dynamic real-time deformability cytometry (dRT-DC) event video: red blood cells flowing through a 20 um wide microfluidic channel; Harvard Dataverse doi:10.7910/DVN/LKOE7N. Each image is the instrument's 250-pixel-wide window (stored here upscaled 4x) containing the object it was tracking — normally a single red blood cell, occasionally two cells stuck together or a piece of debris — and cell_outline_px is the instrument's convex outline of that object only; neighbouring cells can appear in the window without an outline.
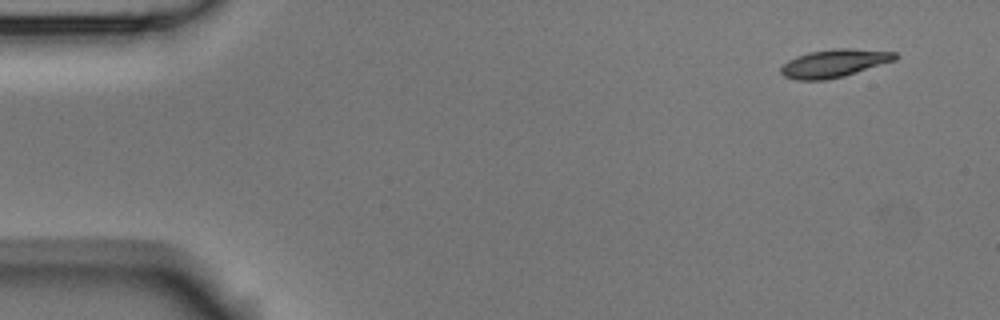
{"species": "Egyptian fruit bat (a non-hibernating species)", "species_latin": "Rousettus aegyptiacus", "temperature_condition": "room temperature", "stored_images_in_passage": 4, "camera_frame_rate_fps": 3000, "um_per_image_px": 0.085, "animal": {"sex": "male"}, "frame": {"image": 1, "passage_image": 1, "time_ms": 0.0, "image_size_px": [1000, 320], "cell_outline_px": [[900, 56], [896, 60], [844, 76], [824, 80], [796, 80], [784, 76], [780, 72], [780, 68], [788, 60], [796, 56], [808, 52], [832, 48], [848, 48], [896, 52]], "centroid_in_image_um": [70.91, 5.37], "position_along_channel_um": 14.1, "area_um2": 18.73}}
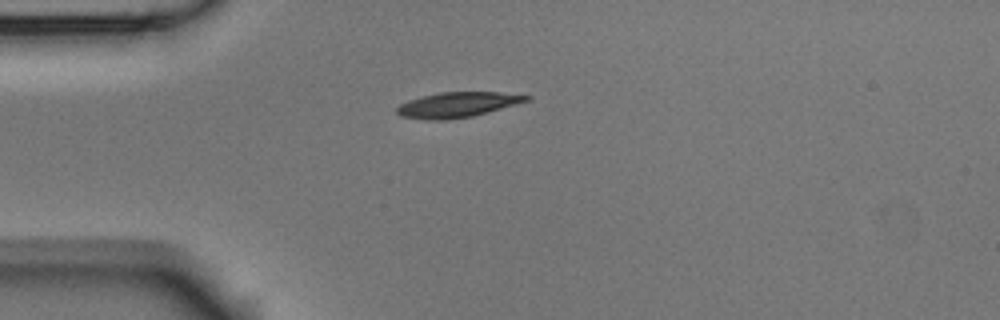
{"frame": {"image": 2, "passage_image": 4, "time_ms": 1.0, "image_size_px": [1000, 320], "cell_outline_px": [[532, 96], [528, 100], [516, 104], [472, 116], [448, 120], [424, 120], [400, 116], [396, 112], [396, 108], [400, 104], [408, 100], [440, 92], [500, 92]], "centroid_in_image_um": [38.84, 8.91], "position_along_channel_um": 46.2, "area_um2": 18.9}}